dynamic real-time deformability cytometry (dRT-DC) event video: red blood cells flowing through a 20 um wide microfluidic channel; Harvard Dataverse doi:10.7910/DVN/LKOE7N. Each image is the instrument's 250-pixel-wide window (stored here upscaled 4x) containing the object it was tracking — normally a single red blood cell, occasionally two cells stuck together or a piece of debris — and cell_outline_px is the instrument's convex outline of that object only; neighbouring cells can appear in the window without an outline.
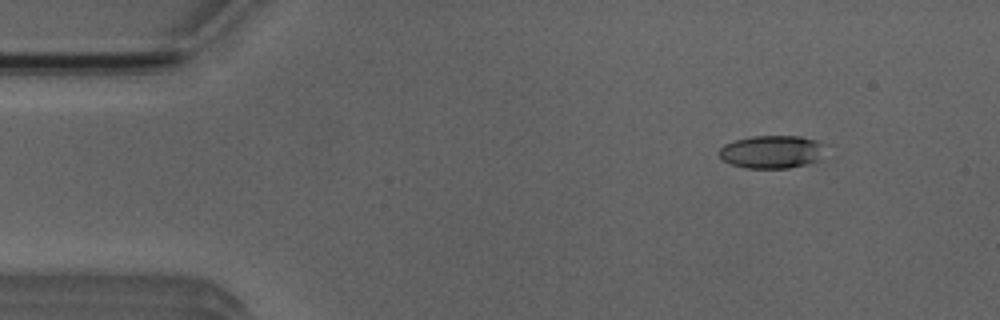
{"species": "Egyptian fruit bat (a non-hibernating species)", "species_latin": "Rousettus aegyptiacus", "temperature_condition": "room temperature", "stored_images_in_passage": 21, "camera_frame_rate_fps": 3000, "um_per_image_px": 0.085, "animal": {"sex": "male"}, "frame": {"image": 1, "passage_image": 6, "time_ms": 1.667, "image_size_px": [1000, 320], "cell_outline_px": [[820, 144], [816, 160], [804, 164], [788, 168], [744, 168], [732, 164], [724, 160], [720, 156], [720, 148], [724, 144], [736, 140], [752, 136], [800, 136], [816, 140]], "centroid_in_image_um": [65.49, 12.9], "position_along_channel_um": 19.5, "area_um2": 19.65}}
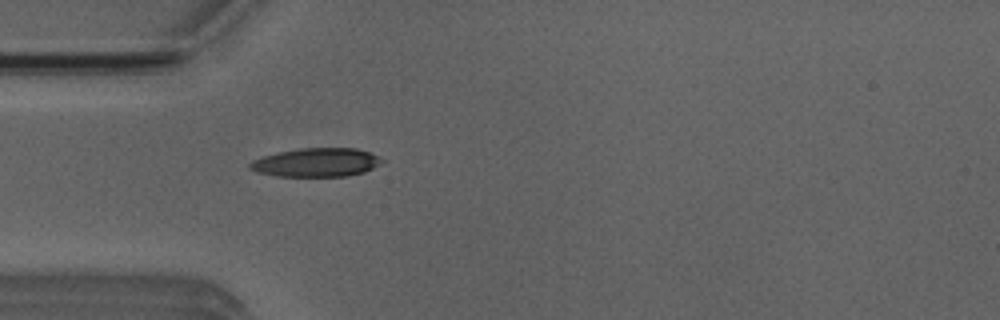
{"frame": {"image": 2, "passage_image": 15, "time_ms": 4.667, "image_size_px": [1000, 320], "cell_outline_px": [[384, 160], [372, 168], [364, 172], [348, 176], [276, 176], [260, 172], [248, 168], [248, 164], [252, 160], [264, 156], [280, 152], [300, 148], [356, 148], [380, 156]], "centroid_in_image_um": [26.9, 13.8], "position_along_channel_um": 58.1, "area_um2": 21.91}}
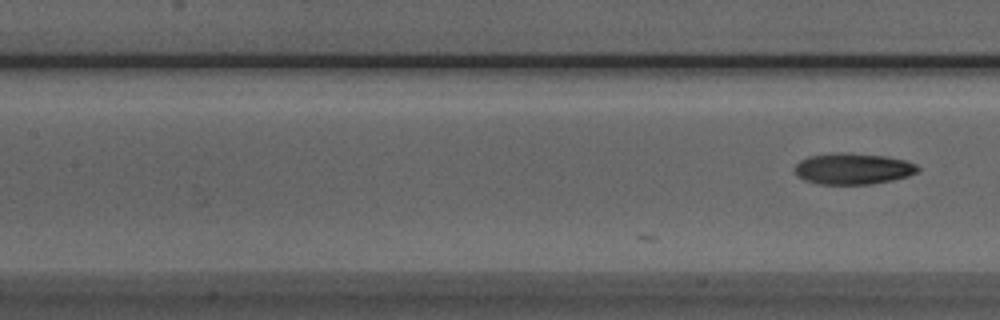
{"frame": {"image": 3, "passage_image": 21, "time_ms": 6.667, "image_size_px": [1000, 320], "cell_outline_px": [[920, 168], [916, 172], [908, 176], [892, 180], [872, 184], [820, 184], [804, 180], [796, 176], [792, 168], [800, 160], [808, 156], [832, 152], [848, 152], [888, 156], [904, 160], [916, 164]], "centroid_in_image_um": [72.45, 14.33], "position_along_channel_um": 134.9, "area_um2": 22.77}}